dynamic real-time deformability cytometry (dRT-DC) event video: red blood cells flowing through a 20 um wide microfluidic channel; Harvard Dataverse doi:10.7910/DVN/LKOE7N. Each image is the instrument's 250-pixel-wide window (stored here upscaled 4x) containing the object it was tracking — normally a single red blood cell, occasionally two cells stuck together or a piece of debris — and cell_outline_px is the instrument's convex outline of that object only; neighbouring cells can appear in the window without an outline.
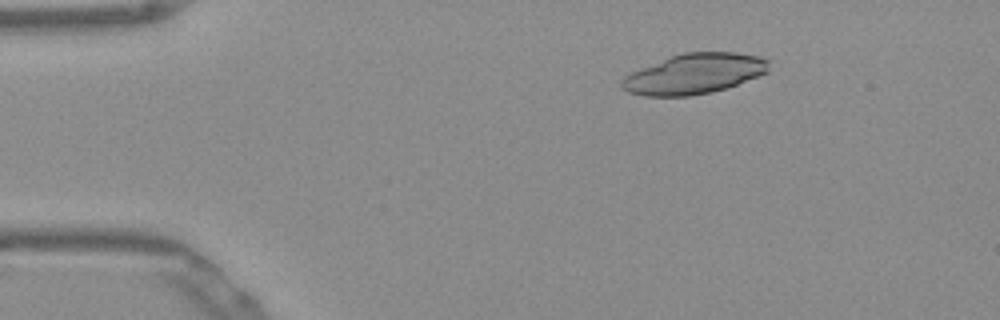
{"species": "Egyptian fruit bat (a non-hibernating species)", "species_latin": "Rousettus aegyptiacus", "temperature_condition": "warm", "stored_images_in_passage": 11, "camera_frame_rate_fps": 3000, "um_per_image_px": 0.085, "frame": {"image": 1, "passage_image": 4, "time_ms": 1.0, "image_size_px": [1000, 320], "cell_outline_px": [[768, 72], [736, 84], [712, 92], [688, 96], [644, 96], [628, 92], [620, 88], [620, 80], [624, 76], [632, 72], [668, 56], [684, 52], [736, 52], [756, 56], [768, 60]], "centroid_in_image_um": [58.95, 6.27], "position_along_channel_um": 26.1, "area_um2": 34.39}}